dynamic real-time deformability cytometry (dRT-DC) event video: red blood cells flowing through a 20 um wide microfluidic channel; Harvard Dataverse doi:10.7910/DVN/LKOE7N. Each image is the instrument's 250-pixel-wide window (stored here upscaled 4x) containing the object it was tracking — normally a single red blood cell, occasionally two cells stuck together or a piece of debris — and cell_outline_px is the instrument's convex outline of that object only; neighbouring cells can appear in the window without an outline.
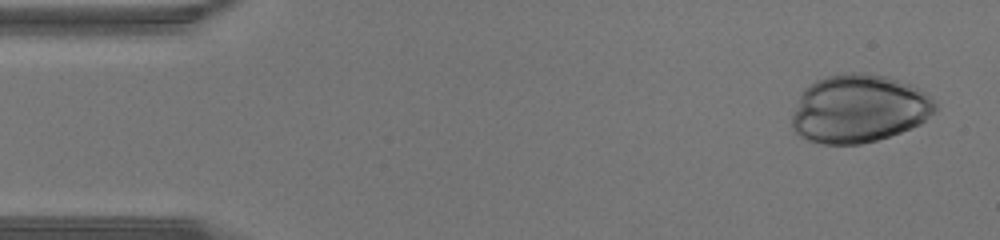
{"species": "human", "species_latin": "Homo sapiens", "temperature_condition": "warm", "stored_images_in_passage": 38, "camera_frame_rate_fps": 3000, "um_per_image_px": 0.085, "donor": {"sex": "male"}, "frame": {"image": 1, "passage_image": 2, "time_ms": 0.333, "image_size_px": [1000, 240], "cell_outline_px": [[936, 108], [920, 124], [900, 132], [876, 140], [860, 144], [824, 144], [808, 140], [800, 136], [792, 128], [792, 116], [800, 96], [804, 88], [816, 80], [828, 76], [848, 72], [864, 72], [884, 76], [912, 84], [928, 92], [936, 104]], "centroid_in_image_um": [73.01, 9.22], "position_along_channel_um": 12.0, "area_um2": 56.82}}
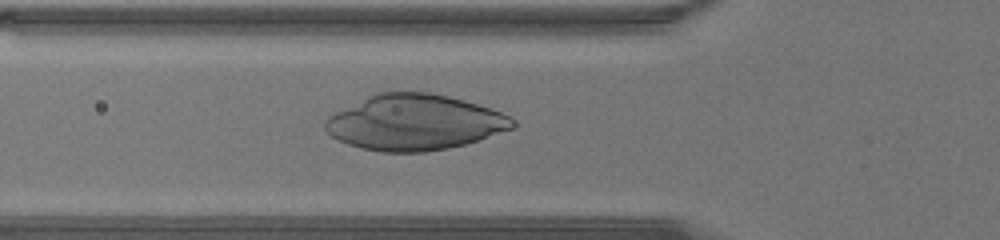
{"frame": {"image": 2, "passage_image": 15, "time_ms": 4.667, "image_size_px": [1000, 240], "cell_outline_px": [[516, 128], [464, 144], [448, 148], [424, 152], [380, 152], [360, 148], [348, 144], [332, 136], [324, 128], [324, 120], [328, 116], [372, 92], [428, 92], [448, 96], [464, 100], [500, 112], [516, 120]], "centroid_in_image_um": [35.2, 10.4], "position_along_channel_um": 90.6, "area_um2": 60.86}}
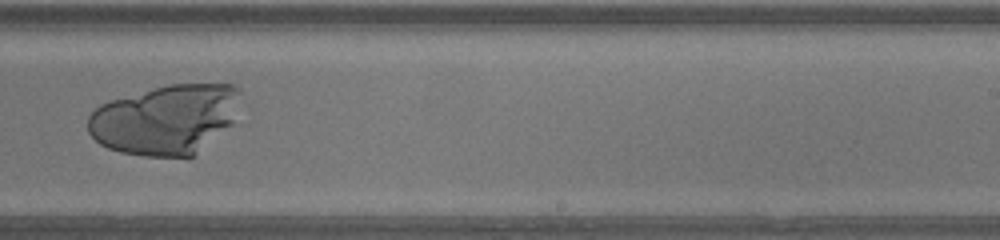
{"frame": {"image": 3, "passage_image": 27, "time_ms": 8.667, "image_size_px": [1000, 240], "cell_outline_px": [[240, 92], [232, 124], [192, 156], [144, 156], [120, 152], [108, 148], [100, 144], [88, 132], [88, 116], [100, 104], [108, 100], [168, 84], [236, 84], [240, 88]], "centroid_in_image_um": [14.04, 10.13], "position_along_channel_um": 275.0, "area_um2": 61.85}}